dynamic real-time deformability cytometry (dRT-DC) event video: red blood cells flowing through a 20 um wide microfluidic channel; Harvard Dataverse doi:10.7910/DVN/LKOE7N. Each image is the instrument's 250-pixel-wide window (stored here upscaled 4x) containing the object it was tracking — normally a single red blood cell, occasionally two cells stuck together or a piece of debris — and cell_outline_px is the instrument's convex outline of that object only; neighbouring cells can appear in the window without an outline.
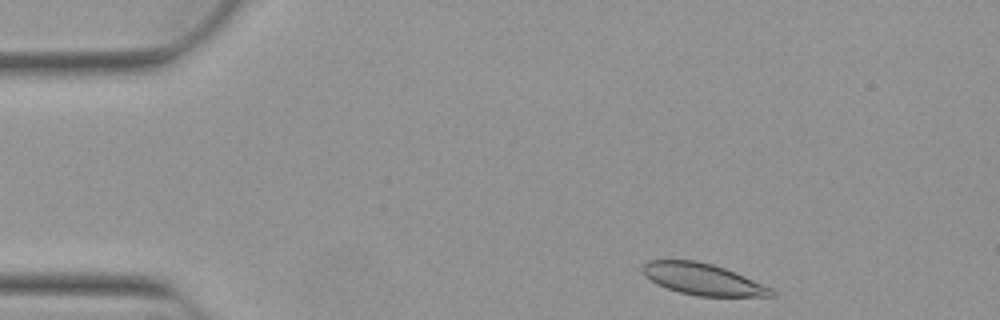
{"species": "Egyptian fruit bat (a non-hibernating species)", "species_latin": "Rousettus aegyptiacus", "temperature_condition": "warm", "stored_images_in_passage": 47, "camera_frame_rate_fps": 3000, "um_per_image_px": 0.085, "animal": {"sex": "female"}, "frame": {"image": 1, "passage_image": 2, "time_ms": 0.333, "image_size_px": [1000, 320], "cell_outline_px": [[776, 296], [696, 296], [680, 292], [656, 284], [644, 276], [640, 268], [648, 260], [696, 260], [712, 264], [736, 272], [772, 288], [776, 292]], "centroid_in_image_um": [59.72, 23.73], "position_along_channel_um": 25.3, "area_um2": 23.76}}
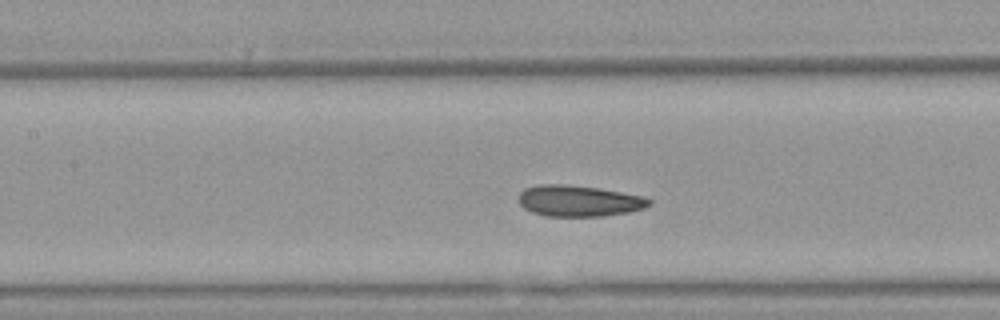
{"frame": {"image": 2, "passage_image": 18, "time_ms": 5.667, "image_size_px": [1000, 320], "cell_outline_px": [[652, 204], [644, 208], [628, 212], [604, 216], [544, 216], [532, 212], [524, 208], [520, 204], [520, 192], [524, 188], [540, 184], [564, 184], [600, 188], [640, 196], [652, 200]], "centroid_in_image_um": [49.19, 17.07], "position_along_channel_um": 158.2, "area_um2": 23.64}}
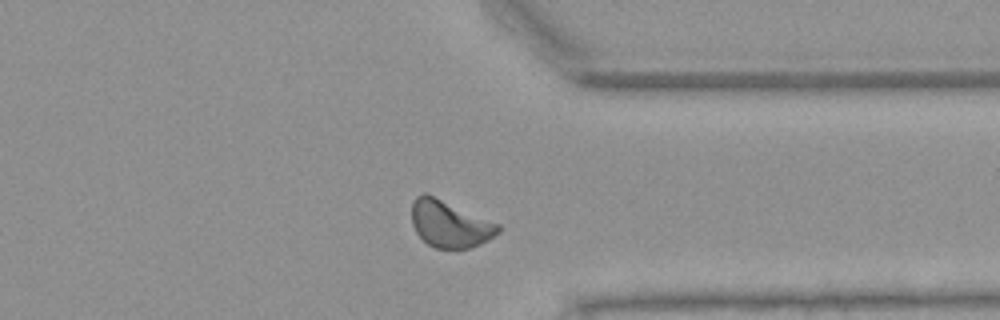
{"frame": {"image": 3, "passage_image": 35, "time_ms": 11.333, "image_size_px": [1000, 320], "cell_outline_px": [[500, 232], [488, 240], [480, 244], [468, 248], [436, 248], [428, 244], [416, 232], [412, 224], [412, 200], [416, 196], [424, 192], [428, 192], [500, 224]], "centroid_in_image_um": [38.22, 19.0], "position_along_channel_um": 373.2, "area_um2": 23.87}, "authors_computed_cell_mechanics": {"area_um2": 23.2934, "velocity_mm_per_s": 3.8552, "shape_relaxation_time_tau1_ms": 8.1552, "shape_relaxation_time_tau2_ms": 1.8014, "deformation_change_tau1": 0.1343, "deformation_change_tau2": 0.055}}